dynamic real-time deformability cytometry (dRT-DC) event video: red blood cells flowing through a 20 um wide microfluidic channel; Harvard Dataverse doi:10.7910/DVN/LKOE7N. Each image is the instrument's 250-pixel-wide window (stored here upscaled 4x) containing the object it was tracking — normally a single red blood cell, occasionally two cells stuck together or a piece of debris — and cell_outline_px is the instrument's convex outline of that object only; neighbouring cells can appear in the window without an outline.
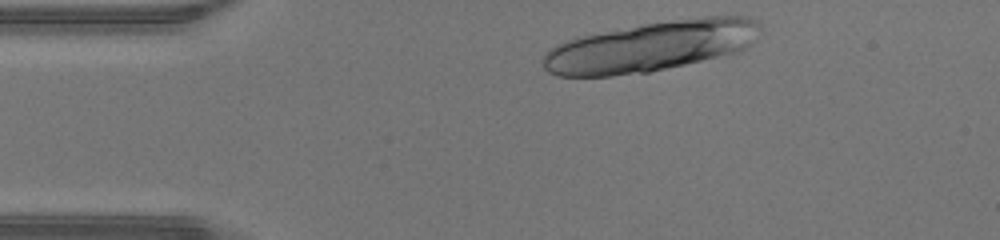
{"species": "human", "species_latin": "Homo sapiens", "temperature_condition": "warm", "stored_images_in_passage": 26, "segment_of_instrument_passage": [1, 2], "camera_frame_rate_fps": 3000, "um_per_image_px": 0.085, "donor": {"sex": "male"}, "frame": {"image": 1, "passage_image": 1, "time_ms": 0.0, "image_size_px": [1000, 240], "cell_outline_px": [[764, 28], [752, 44], [736, 52], [684, 64], [648, 72], [612, 76], [560, 76], [548, 72], [544, 68], [540, 60], [544, 52], [556, 44], [576, 36], [640, 24], [704, 16], [748, 16], [760, 20]], "centroid_in_image_um": [55.33, 3.92], "position_along_channel_um": 29.7, "area_um2": 64.22}}